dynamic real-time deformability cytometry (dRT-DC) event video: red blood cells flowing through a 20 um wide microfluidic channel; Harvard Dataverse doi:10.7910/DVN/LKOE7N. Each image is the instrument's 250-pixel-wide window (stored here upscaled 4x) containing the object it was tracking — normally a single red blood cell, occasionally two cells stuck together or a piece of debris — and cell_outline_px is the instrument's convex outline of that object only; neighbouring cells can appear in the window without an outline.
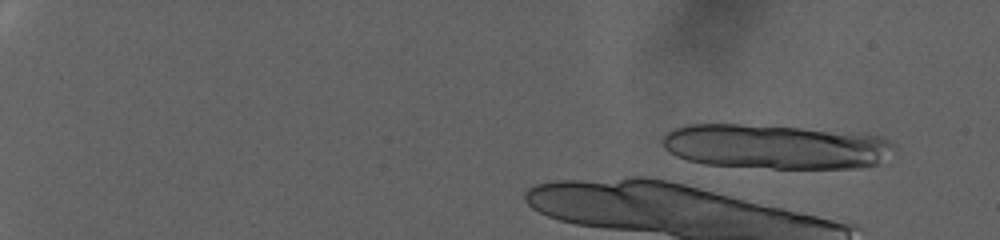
{"species": "human", "species_latin": "Homo sapiens", "temperature_condition": "warm", "stored_images_in_passage": 5, "camera_frame_rate_fps": 3000, "um_per_image_px": 0.085, "donor": {"sex": "female"}, "frame": {"image": 1, "passage_image": 3, "time_ms": 0.667, "image_size_px": [1000, 240], "cell_outline_px": [[896, 144], [880, 164], [856, 168], [772, 168], [704, 164], [688, 160], [676, 156], [668, 152], [664, 148], [664, 136], [672, 128], [684, 124], [740, 124], [868, 132], [880, 136]], "centroid_in_image_um": [65.96, 12.45], "position_along_channel_um": 19.0, "area_um2": 60.86}}